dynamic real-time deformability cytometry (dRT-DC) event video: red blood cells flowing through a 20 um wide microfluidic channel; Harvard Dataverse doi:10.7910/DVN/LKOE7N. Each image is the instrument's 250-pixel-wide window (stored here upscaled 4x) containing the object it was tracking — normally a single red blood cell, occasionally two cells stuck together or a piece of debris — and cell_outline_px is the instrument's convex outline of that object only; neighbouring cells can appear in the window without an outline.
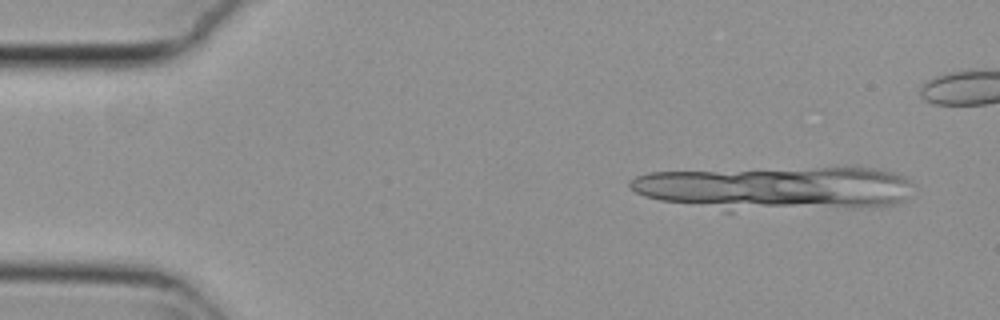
{"species": "common noctule bat (a hibernating species)", "species_latin": "Nyctalus noctula", "temperature_condition": "cold", "stored_images_in_passage": 6, "camera_frame_rate_fps": 3000, "um_per_image_px": 0.085, "animal": {"sex": "female", "body_mass_g": 29.2, "forearm_length_mm": 56.3}, "frame": {"image": 1, "passage_image": 2, "time_ms": 0.333, "image_size_px": [1000, 320], "cell_outline_px": [[824, 200], [676, 200], [704, 176], [748, 172], [780, 172], [800, 176], [824, 196]], "centroid_in_image_um": [63.95, 15.96], "position_along_channel_um": 21.0, "area_um2": 23.35}}